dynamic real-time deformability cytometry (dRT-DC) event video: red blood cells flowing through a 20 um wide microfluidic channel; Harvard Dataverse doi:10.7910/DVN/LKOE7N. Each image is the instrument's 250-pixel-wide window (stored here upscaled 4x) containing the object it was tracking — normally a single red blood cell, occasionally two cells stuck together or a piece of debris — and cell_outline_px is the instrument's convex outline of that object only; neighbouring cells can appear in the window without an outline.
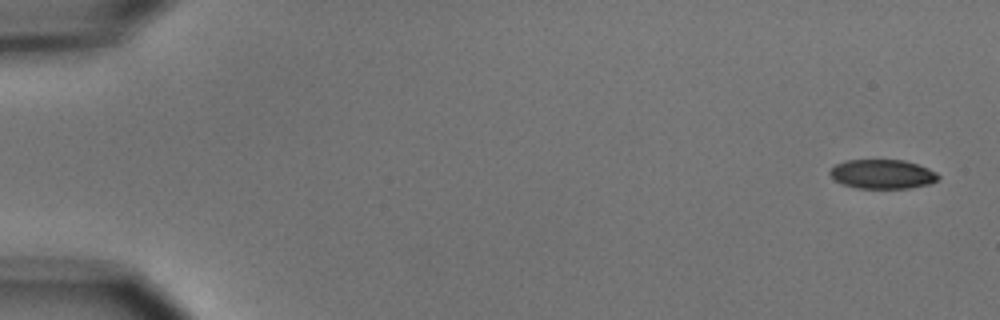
{"species": "common noctule bat (a hibernating species)", "species_latin": "Nyctalus noctula", "temperature_condition": "cold", "stored_images_in_passage": 6, "camera_frame_rate_fps": 3000, "um_per_image_px": 0.085, "animal": {"sex": "male", "body_mass_g": 15.6}, "frame": {"image": 1, "passage_image": 1, "time_ms": 0.0, "image_size_px": [1000, 320], "cell_outline_px": [[940, 176], [936, 180], [928, 184], [908, 188], [856, 188], [844, 184], [836, 180], [828, 172], [836, 164], [844, 160], [904, 160], [928, 168], [936, 172]], "centroid_in_image_um": [75.0, 14.79], "position_along_channel_um": 10.0, "area_um2": 18.26}}